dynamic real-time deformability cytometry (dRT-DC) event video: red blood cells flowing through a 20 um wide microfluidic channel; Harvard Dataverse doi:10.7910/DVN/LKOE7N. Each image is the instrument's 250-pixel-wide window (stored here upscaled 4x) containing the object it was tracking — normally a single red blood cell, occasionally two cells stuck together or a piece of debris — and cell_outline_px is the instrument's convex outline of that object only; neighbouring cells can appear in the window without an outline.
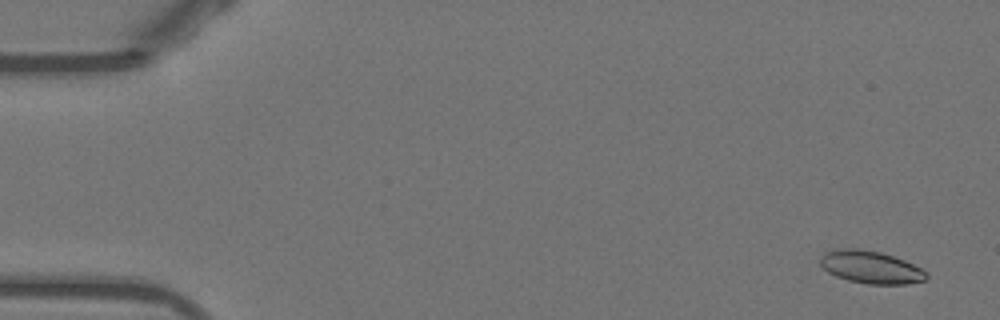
{"species": "Egyptian fruit bat (a non-hibernating species)", "species_latin": "Rousettus aegyptiacus", "temperature_condition": "warm", "stored_images_in_passage": 52, "camera_frame_rate_fps": 3000, "um_per_image_px": 0.085, "animal": {"sex": "female"}, "frame": {"image": 1, "passage_image": 1, "time_ms": 0.0, "image_size_px": [1000, 320], "cell_outline_px": [[928, 276], [924, 280], [908, 284], [868, 284], [848, 280], [836, 276], [828, 272], [820, 264], [820, 256], [828, 252], [844, 248], [860, 248], [880, 252], [904, 260], [928, 272]], "centroid_in_image_um": [74.03, 22.71], "position_along_channel_um": 11.0, "area_um2": 20.0}}
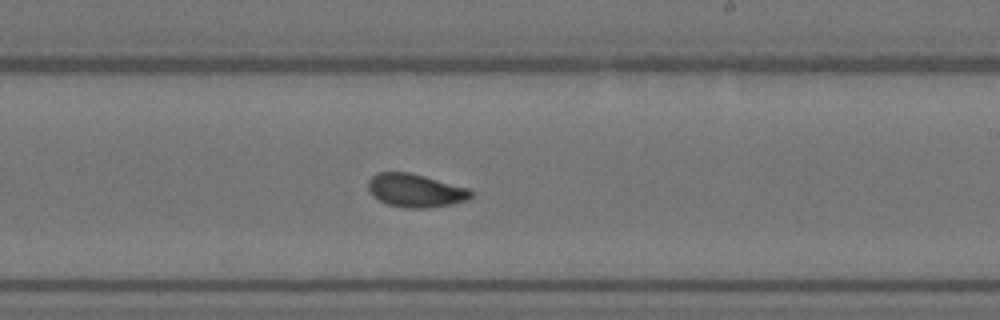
{"frame": {"image": 2, "passage_image": 30, "time_ms": 9.667, "image_size_px": [1000, 320], "cell_outline_px": [[472, 196], [468, 200], [452, 204], [424, 208], [404, 208], [388, 204], [372, 196], [368, 188], [368, 180], [376, 172], [408, 172], [424, 176], [468, 188], [472, 192]], "centroid_in_image_um": [35.29, 16.19], "position_along_channel_um": 253.7, "area_um2": 19.88}}
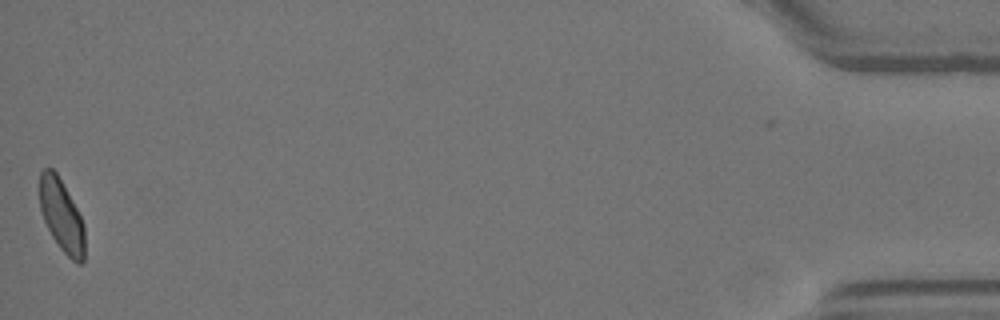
{"frame": {"image": 3, "passage_image": 51, "time_ms": 16.667, "image_size_px": [1000, 320], "cell_outline_px": [[84, 260], [80, 264], [76, 264], [60, 248], [52, 236], [44, 220], [40, 208], [40, 172], [44, 168], [52, 168], [56, 172], [76, 208], [84, 224]], "centroid_in_image_um": [5.23, 18.35], "position_along_channel_um": 430.0, "area_um2": 18.67}, "authors_computed_cell_mechanics": {"area_um2": 19.5653, "velocity_mm_per_s": 3.8764, "shape_relaxation_time_tau1_ms": null, "shape_relaxation_time_tau2_ms": 1.569, "deformation_change_tau1": null, "deformation_change_tau2": 0.0526}}